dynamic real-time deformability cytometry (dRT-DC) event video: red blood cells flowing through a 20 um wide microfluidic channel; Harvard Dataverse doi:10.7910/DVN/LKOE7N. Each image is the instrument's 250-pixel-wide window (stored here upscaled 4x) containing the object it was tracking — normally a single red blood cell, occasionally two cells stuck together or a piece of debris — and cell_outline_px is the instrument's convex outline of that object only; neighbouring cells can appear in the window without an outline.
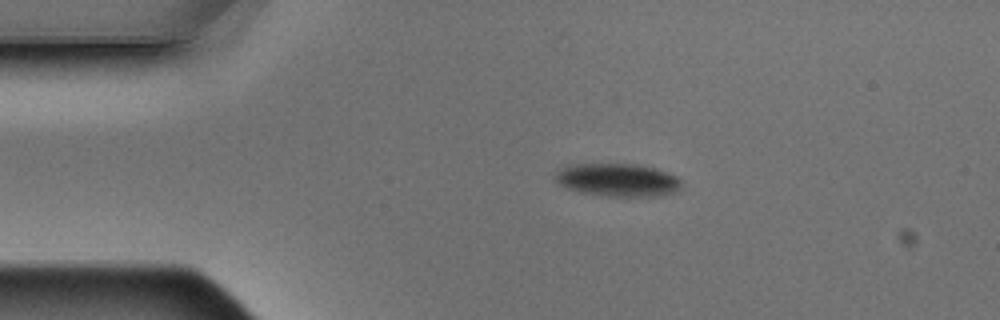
{"species": "Egyptian fruit bat (a non-hibernating species)", "species_latin": "Rousettus aegyptiacus", "temperature_condition": "warm", "stored_images_in_passage": 4, "camera_frame_rate_fps": 3000, "um_per_image_px": 0.085, "animal": {"sex": "male"}, "frame": {"image": 1, "passage_image": 2, "time_ms": 0.333, "image_size_px": [1000, 320], "cell_outline_px": [[680, 192], [660, 196], [608, 196], [580, 192], [568, 188], [560, 184], [552, 176], [560, 168], [568, 164], [636, 164], [656, 168], [676, 176], [680, 180]], "centroid_in_image_um": [52.51, 15.29], "position_along_channel_um": 32.5, "area_um2": 24.45}}
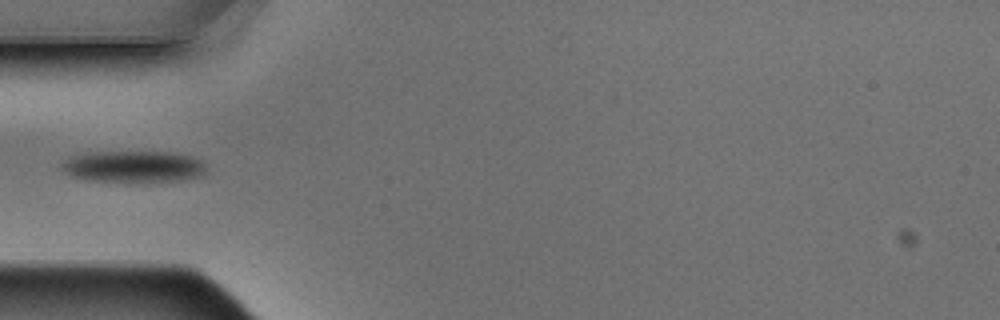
{"frame": {"image": 2, "passage_image": 4, "time_ms": 1.0, "image_size_px": [1000, 320], "cell_outline_px": [[204, 172], [200, 176], [184, 180], [144, 184], [136, 184], [84, 180], [72, 176], [64, 172], [60, 168], [60, 164], [64, 160], [72, 156], [92, 152], [168, 152], [188, 156], [200, 160], [204, 164]], "centroid_in_image_um": [11.29, 14.21], "position_along_channel_um": 73.7, "area_um2": 27.46}}